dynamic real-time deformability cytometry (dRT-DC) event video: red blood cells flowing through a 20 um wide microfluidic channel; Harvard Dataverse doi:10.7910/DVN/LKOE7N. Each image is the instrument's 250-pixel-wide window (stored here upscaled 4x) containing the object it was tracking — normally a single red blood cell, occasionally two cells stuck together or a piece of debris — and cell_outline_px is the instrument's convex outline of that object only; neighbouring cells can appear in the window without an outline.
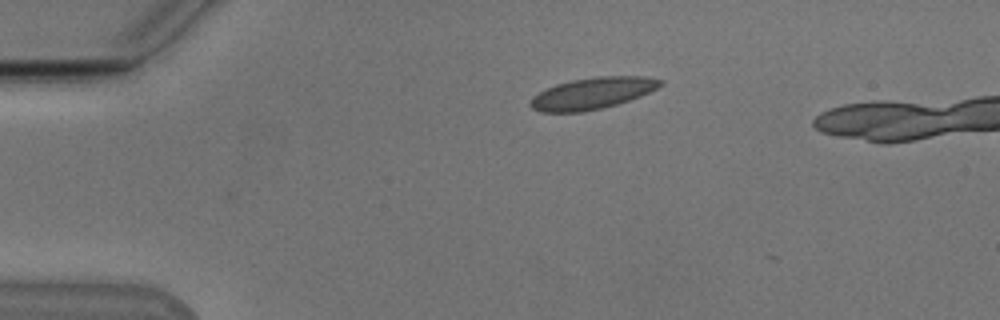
{"species": "Egyptian fruit bat (a non-hibernating species)", "species_latin": "Rousettus aegyptiacus", "temperature_condition": "cold", "stored_images_in_passage": 8, "camera_frame_rate_fps": 3000, "um_per_image_px": 0.085, "animal": {"sex": "male"}, "frame": {"image": 1, "passage_image": 8, "time_ms": 2.333, "image_size_px": [1000, 320], "cell_outline_px": [[664, 84], [640, 96], [616, 104], [584, 112], [540, 112], [532, 108], [528, 104], [532, 96], [556, 84], [572, 80], [596, 76], [644, 76], [664, 80]], "centroid_in_image_um": [50.34, 7.93], "position_along_channel_um": 34.7, "area_um2": 23.81}}